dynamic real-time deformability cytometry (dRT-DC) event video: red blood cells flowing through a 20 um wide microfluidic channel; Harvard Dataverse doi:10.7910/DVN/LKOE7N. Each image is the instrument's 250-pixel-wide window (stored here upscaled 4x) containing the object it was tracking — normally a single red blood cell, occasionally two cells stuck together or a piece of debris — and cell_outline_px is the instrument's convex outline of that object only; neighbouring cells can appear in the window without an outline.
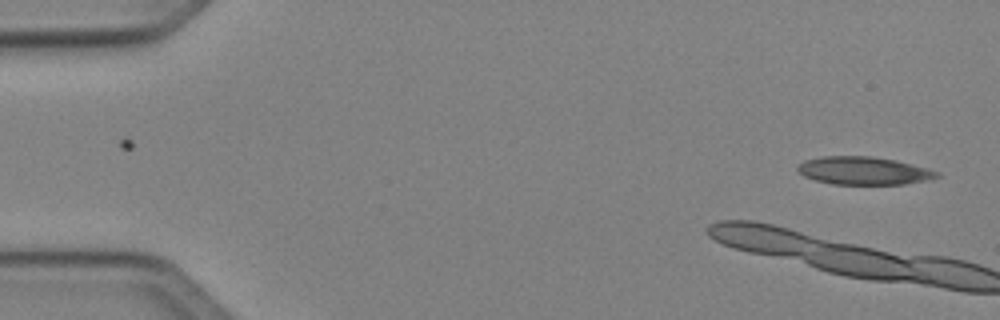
{"species": "Egyptian fruit bat (a non-hibernating species)", "species_latin": "Rousettus aegyptiacus", "temperature_condition": "cold", "stored_images_in_passage": 8, "camera_frame_rate_fps": 3000, "um_per_image_px": 0.085, "animal": {"sex": "female"}, "frame": {"image": 1, "passage_image": 1, "time_ms": 0.0, "image_size_px": [1000, 320], "cell_outline_px": [[940, 176], [924, 180], [904, 184], [832, 184], [816, 180], [804, 176], [796, 168], [804, 160], [824, 156], [872, 156], [896, 160], [928, 168], [940, 172]], "centroid_in_image_um": [73.42, 14.5], "position_along_channel_um": 11.6, "area_um2": 22.54}}